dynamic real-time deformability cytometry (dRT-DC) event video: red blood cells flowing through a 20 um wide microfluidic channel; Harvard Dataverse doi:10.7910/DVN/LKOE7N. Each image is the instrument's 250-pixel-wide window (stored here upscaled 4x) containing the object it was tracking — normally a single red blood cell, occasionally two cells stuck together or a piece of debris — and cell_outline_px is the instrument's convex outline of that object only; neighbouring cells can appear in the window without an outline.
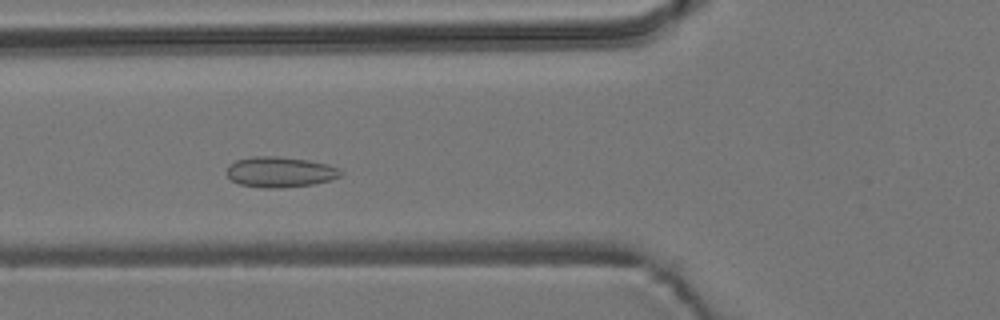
{"species": "common noctule bat (a hibernating species)", "species_latin": "Nyctalus noctula", "temperature_condition": "room temperature", "stored_images_in_passage": 43, "camera_frame_rate_fps": 3000, "um_per_image_px": 0.085, "animal": {"sex": "male", "body_mass_g": 19.2, "forearm_length_mm": 51.8}, "frame": {"image": 1, "passage_image": 9, "time_ms": 2.667, "image_size_px": [1000, 320], "cell_outline_px": [[344, 172], [340, 176], [332, 180], [312, 184], [280, 188], [264, 188], [240, 184], [232, 180], [228, 176], [228, 164], [236, 160], [252, 156], [276, 156], [308, 160], [328, 164], [340, 168]], "centroid_in_image_um": [23.84, 14.61], "position_along_channel_um": 102.0, "area_um2": 20.35}}
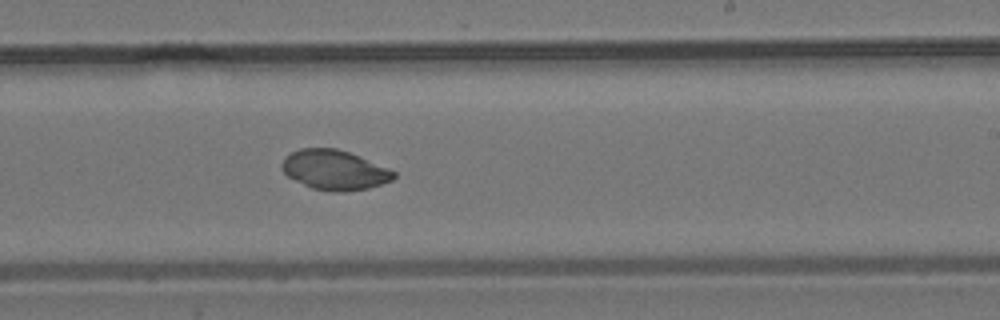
{"frame": {"image": 2, "passage_image": 21, "time_ms": 6.667, "image_size_px": [1000, 320], "cell_outline_px": [[396, 176], [392, 180], [368, 188], [344, 192], [332, 192], [312, 188], [288, 176], [280, 168], [280, 164], [284, 156], [300, 148], [336, 148], [360, 156], [388, 168], [396, 172]], "centroid_in_image_um": [28.41, 14.44], "position_along_channel_um": 260.6, "area_um2": 25.95}}
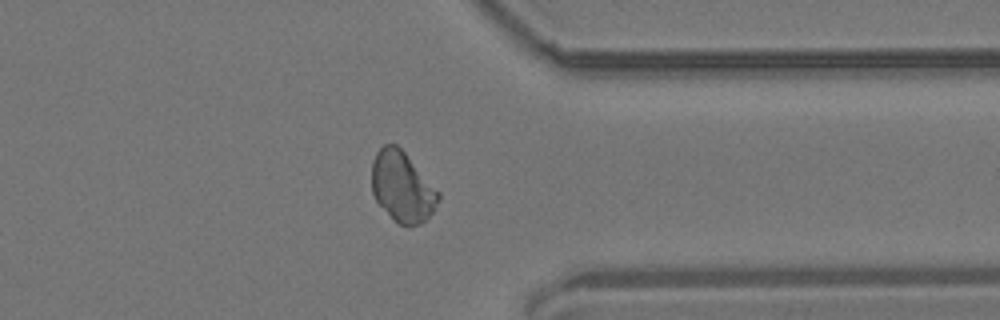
{"frame": {"image": 3, "passage_image": 31, "time_ms": 10.0, "image_size_px": [1000, 320], "cell_outline_px": [[440, 196], [432, 212], [420, 224], [400, 224], [376, 200], [372, 192], [372, 164], [376, 152], [384, 144], [396, 144], [404, 152], [440, 192]], "centroid_in_image_um": [34.18, 15.84], "position_along_channel_um": 377.2, "area_um2": 26.59}}